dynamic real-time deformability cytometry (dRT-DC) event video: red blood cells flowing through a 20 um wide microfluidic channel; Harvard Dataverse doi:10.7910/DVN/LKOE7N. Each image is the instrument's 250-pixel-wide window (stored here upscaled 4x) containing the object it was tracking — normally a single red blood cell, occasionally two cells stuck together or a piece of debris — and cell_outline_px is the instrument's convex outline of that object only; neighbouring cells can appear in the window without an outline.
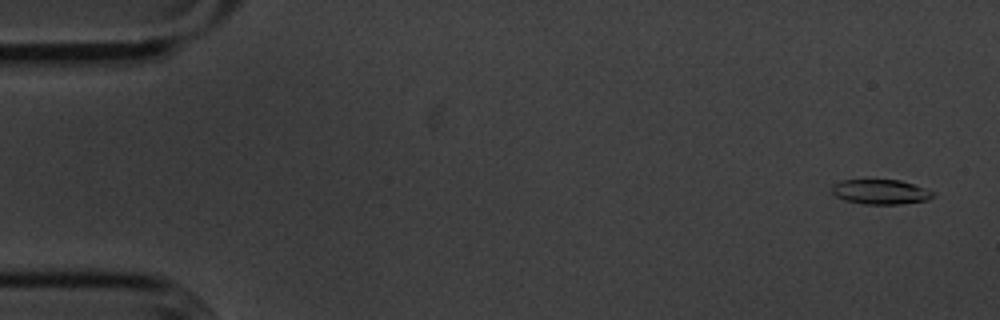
{"species": "common noctule bat (a hibernating species)", "species_latin": "Nyctalus noctula", "temperature_condition": "cold", "stored_images_in_passage": 56, "camera_frame_rate_fps": 3000, "um_per_image_px": 0.085, "animal": {"sex": "male", "body_mass_g": 20.1, "forearm_length_mm": 53.5}, "frame": {"image": 1, "passage_image": 3, "time_ms": 0.667, "image_size_px": [1000, 320], "cell_outline_px": [[936, 196], [928, 200], [900, 204], [864, 204], [844, 200], [836, 196], [832, 192], [832, 184], [840, 180], [900, 180], [936, 192]], "centroid_in_image_um": [74.86, 16.31], "position_along_channel_um": 10.1, "area_um2": 14.68}}
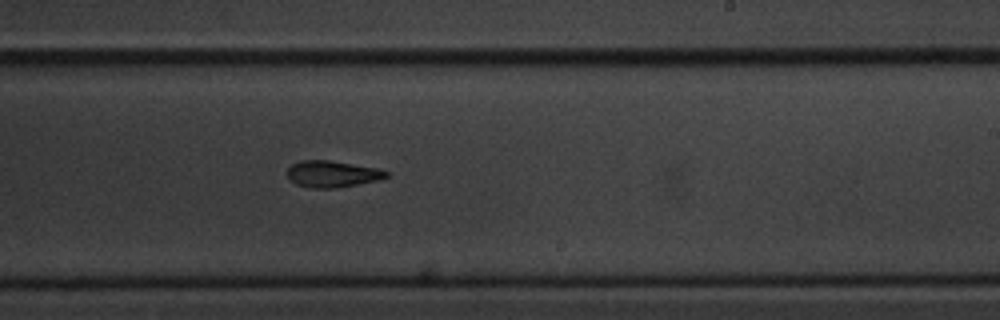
{"frame": {"image": 2, "passage_image": 34, "time_ms": 11.0, "image_size_px": [1000, 320], "cell_outline_px": [[388, 176], [380, 180], [336, 188], [312, 188], [296, 184], [288, 176], [288, 168], [292, 164], [300, 160], [332, 160], [376, 168], [388, 172]], "centroid_in_image_um": [28.25, 14.78], "position_along_channel_um": 260.8, "area_um2": 15.26}}
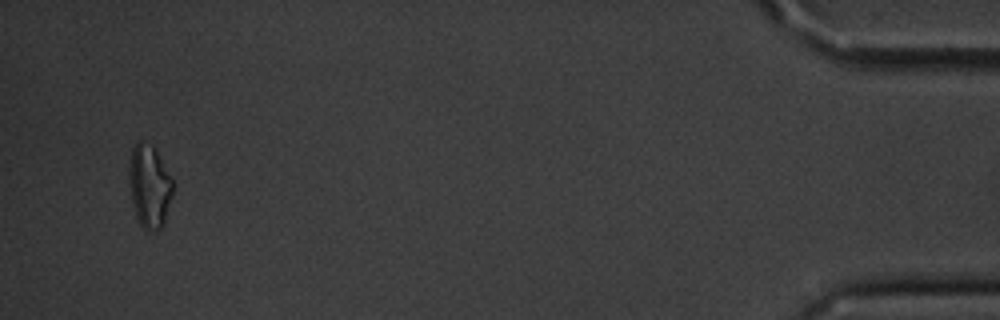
{"frame": {"image": 3, "passage_image": 54, "time_ms": 17.667, "image_size_px": [1000, 320], "cell_outline_px": [[172, 196], [164, 224], [156, 232], [148, 232], [140, 224], [136, 216], [132, 204], [128, 176], [128, 172], [132, 148], [136, 140], [140, 140], [152, 144], [156, 148], [172, 176]], "centroid_in_image_um": [12.7, 15.8], "position_along_channel_um": 422.5, "area_um2": 21.73}, "authors_computed_cell_mechanics": {"area_um2": 15.8083, "velocity_mm_per_s": 3.6171, "shape_relaxation_time_tau1_ms": 3.354, "shape_relaxation_time_tau2_ms": 6.3294, "deformation_change_tau1": 0.1547, "deformation_change_tau2": 0.1475}}